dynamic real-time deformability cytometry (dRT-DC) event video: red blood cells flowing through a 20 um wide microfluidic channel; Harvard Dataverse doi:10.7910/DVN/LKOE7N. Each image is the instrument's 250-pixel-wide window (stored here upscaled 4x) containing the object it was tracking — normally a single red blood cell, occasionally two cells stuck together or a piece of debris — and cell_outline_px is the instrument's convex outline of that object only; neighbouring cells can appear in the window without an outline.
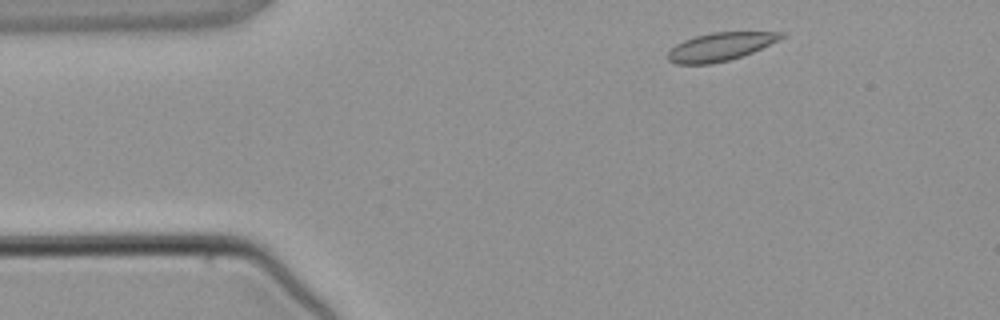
{"species": "common noctule bat (a hibernating species)", "species_latin": "Nyctalus noctula", "temperature_condition": "warm", "stored_images_in_passage": 4, "camera_frame_rate_fps": 3000, "um_per_image_px": 0.085, "animal": {"sex": "male", "body_mass_g": 21.5, "forearm_length_mm": 52.0}, "frame": {"image": 1, "passage_image": 1, "time_ms": 0.0, "image_size_px": [1000, 320], "cell_outline_px": [[788, 32], [784, 36], [752, 52], [728, 60], [712, 64], [676, 64], [668, 60], [668, 52], [676, 44], [684, 40], [696, 36], [712, 32]], "centroid_in_image_um": [61.18, 3.97], "position_along_channel_um": 23.8, "area_um2": 18.26}}
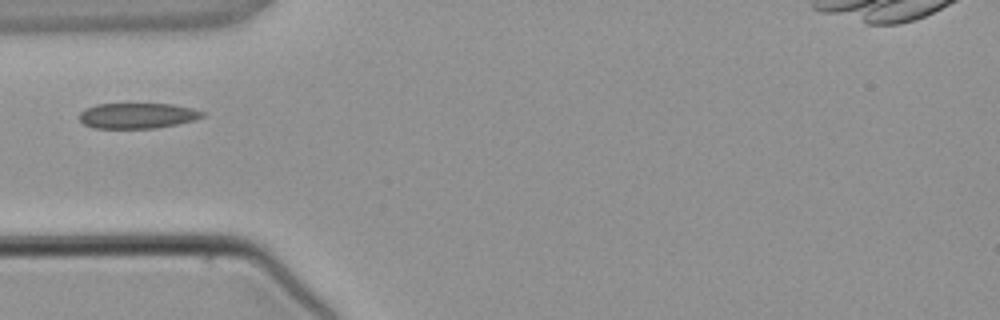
{"frame": {"image": 2, "passage_image": 3, "time_ms": 2.333, "image_size_px": [1000, 320], "cell_outline_px": [[204, 116], [192, 120], [176, 124], [156, 128], [92, 128], [84, 124], [80, 120], [80, 112], [84, 108], [96, 104], [172, 104], [192, 108], [204, 112]], "centroid_in_image_um": [11.64, 9.83], "position_along_channel_um": 73.4, "area_um2": 18.21}}
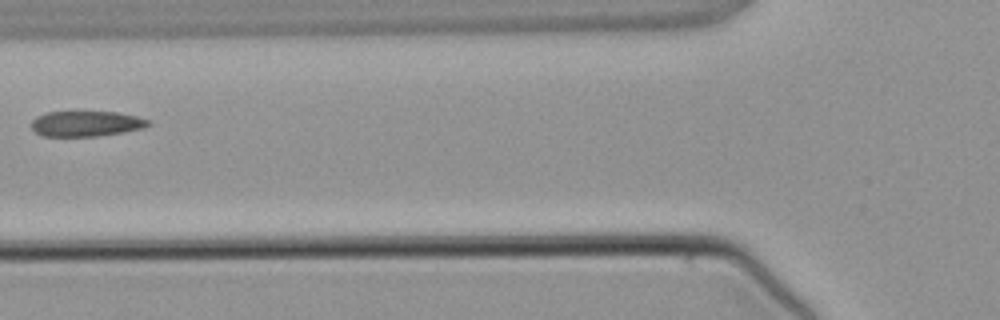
{"frame": {"image": 3, "passage_image": 4, "time_ms": 3.333, "image_size_px": [1000, 320], "cell_outline_px": [[152, 124], [144, 128], [124, 132], [100, 136], [44, 136], [36, 132], [32, 128], [32, 120], [36, 116], [48, 112], [116, 112], [136, 116], [148, 120]], "centroid_in_image_um": [7.34, 10.51], "position_along_channel_um": 118.5, "area_um2": 17.28}}